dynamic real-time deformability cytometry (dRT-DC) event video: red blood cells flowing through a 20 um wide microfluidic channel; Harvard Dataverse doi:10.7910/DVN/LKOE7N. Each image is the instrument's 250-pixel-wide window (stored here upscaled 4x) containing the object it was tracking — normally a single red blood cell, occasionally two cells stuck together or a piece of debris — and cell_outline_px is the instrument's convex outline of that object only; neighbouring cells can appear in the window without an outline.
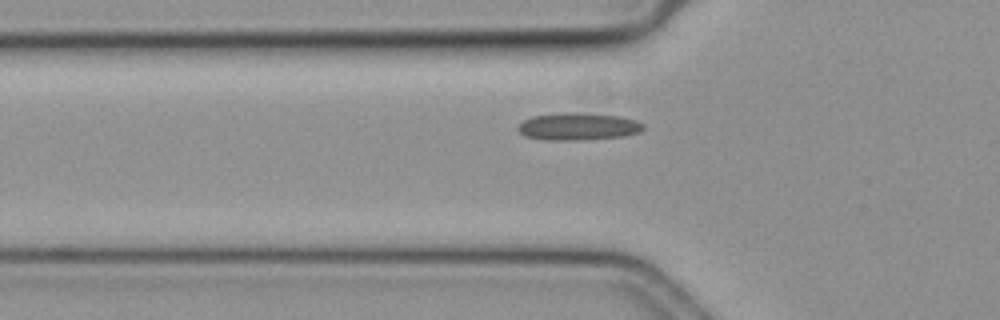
{"species": "common noctule bat (a hibernating species)", "species_latin": "Nyctalus noctula", "temperature_condition": "cold", "stored_images_in_passage": 42, "camera_frame_rate_fps": 3000, "um_per_image_px": 0.085, "animal": {"sex": "female", "body_mass_g": 19.3, "forearm_length_mm": 54.1}, "frame": {"image": 1, "passage_image": 6, "time_ms": 1.667, "image_size_px": [1000, 320], "cell_outline_px": [[644, 128], [640, 132], [624, 136], [580, 140], [544, 140], [524, 136], [516, 128], [516, 124], [532, 116], [564, 112], [572, 112], [620, 116], [636, 120], [644, 124]], "centroid_in_image_um": [49.11, 10.75], "position_along_channel_um": 76.7, "area_um2": 20.17}}
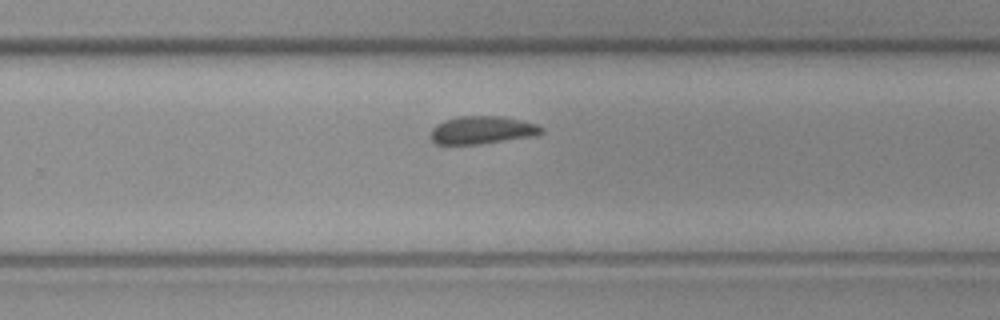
{"frame": {"image": 2, "passage_image": 24, "time_ms": 7.667, "image_size_px": [1000, 320], "cell_outline_px": [[544, 132], [536, 136], [480, 144], [436, 144], [428, 136], [432, 128], [436, 124], [444, 120], [456, 116], [504, 116], [536, 124], [544, 128]], "centroid_in_image_um": [40.97, 11.05], "position_along_channel_um": 288.8, "area_um2": 18.26}}
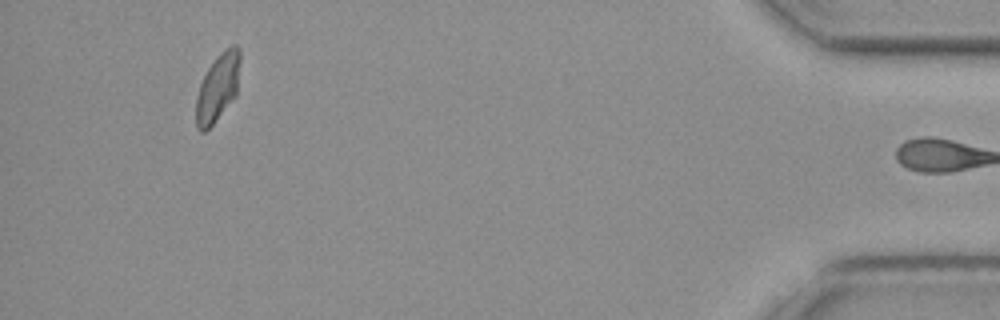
{"frame": {"image": 3, "passage_image": 41, "time_ms": 13.333, "image_size_px": [1000, 320], "cell_outline_px": [[240, 60], [236, 96], [216, 120], [204, 132], [200, 132], [196, 128], [196, 96], [200, 84], [208, 68], [220, 52], [224, 48], [232, 44], [236, 44], [240, 48]], "centroid_in_image_um": [18.51, 7.42], "position_along_channel_um": 416.7, "area_um2": 17.46}, "authors_computed_cell_mechanics": {"area_um2": 18.2937, "velocity_mm_per_s": 3.5364, "shape_relaxation_time_tau1_ms": null, "shape_relaxation_time_tau2_ms": 2.1019, "deformation_change_tau1": null, "deformation_change_tau2": 0.0638}}